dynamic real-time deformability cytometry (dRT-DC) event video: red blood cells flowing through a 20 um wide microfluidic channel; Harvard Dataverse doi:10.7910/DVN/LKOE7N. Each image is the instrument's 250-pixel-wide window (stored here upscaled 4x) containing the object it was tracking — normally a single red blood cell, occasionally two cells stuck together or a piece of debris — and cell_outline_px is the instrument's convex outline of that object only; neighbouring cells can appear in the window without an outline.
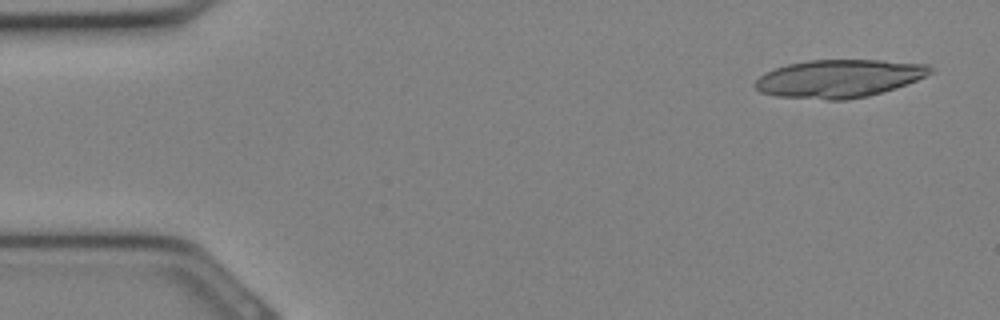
{"species": "Egyptian fruit bat (a non-hibernating species)", "species_latin": "Rousettus aegyptiacus", "temperature_condition": "cold", "stored_images_in_passage": 31, "segment_of_instrument_passage": [1, 2], "camera_frame_rate_fps": 3000, "um_per_image_px": 0.085, "animal": {"sex": "female"}, "frame": {"image": 1, "passage_image": 2, "time_ms": 0.333, "image_size_px": [1000, 320], "cell_outline_px": [[932, 72], [916, 80], [868, 96], [844, 100], [828, 100], [776, 96], [760, 92], [756, 88], [756, 80], [764, 72], [788, 64], [808, 60], [884, 60], [928, 64], [932, 68]], "centroid_in_image_um": [71.29, 6.67], "position_along_channel_um": 13.7, "area_um2": 38.44}}